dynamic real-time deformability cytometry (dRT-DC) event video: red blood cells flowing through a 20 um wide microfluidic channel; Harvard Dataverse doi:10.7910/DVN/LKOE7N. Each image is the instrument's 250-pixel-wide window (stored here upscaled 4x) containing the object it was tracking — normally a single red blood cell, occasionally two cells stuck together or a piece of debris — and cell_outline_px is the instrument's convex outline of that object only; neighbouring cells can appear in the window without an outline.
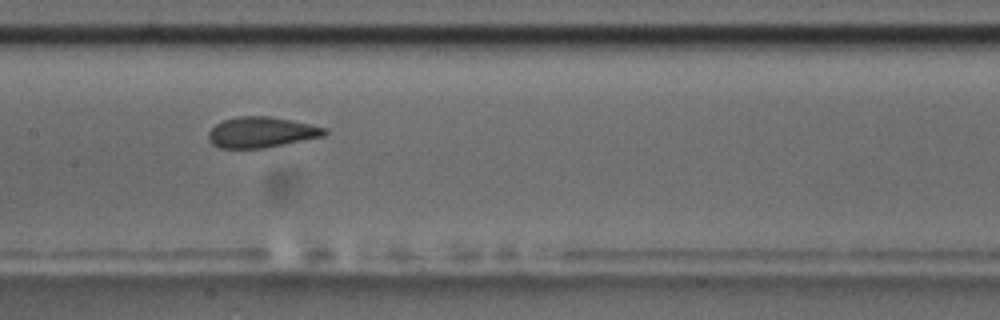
{"species": "common noctule bat (a hibernating species)", "species_latin": "Nyctalus noctula", "temperature_condition": "room temperature", "stored_images_in_passage": 7, "camera_frame_rate_fps": 3000, "um_per_image_px": 0.085, "animal": {"sex": "male", "body_mass_g": 17.5, "forearm_length_mm": 52.3}, "frame": {"image": 1, "passage_image": 6, "time_ms": 7.333, "image_size_px": [1000, 320], "cell_outline_px": [[328, 132], [324, 136], [264, 148], [220, 148], [212, 144], [208, 140], [208, 132], [216, 124], [224, 120], [240, 116], [268, 116], [328, 128]], "centroid_in_image_um": [22.2, 11.25], "position_along_channel_um": 185.2, "area_um2": 20.58}}
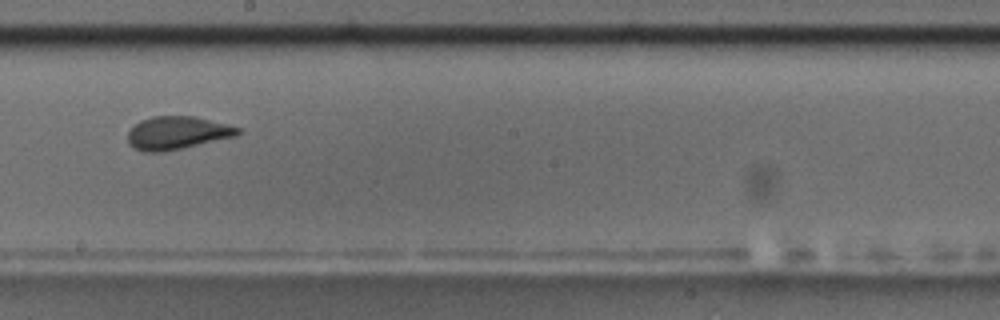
{"frame": {"image": 2, "passage_image": 7, "time_ms": 8.667, "image_size_px": [1000, 320], "cell_outline_px": [[240, 132], [236, 136], [184, 148], [160, 152], [144, 152], [132, 148], [128, 144], [128, 132], [140, 120], [152, 116], [196, 116], [228, 124], [240, 128]], "centroid_in_image_um": [15.05, 11.3], "position_along_channel_um": 233.2, "area_um2": 21.33}}